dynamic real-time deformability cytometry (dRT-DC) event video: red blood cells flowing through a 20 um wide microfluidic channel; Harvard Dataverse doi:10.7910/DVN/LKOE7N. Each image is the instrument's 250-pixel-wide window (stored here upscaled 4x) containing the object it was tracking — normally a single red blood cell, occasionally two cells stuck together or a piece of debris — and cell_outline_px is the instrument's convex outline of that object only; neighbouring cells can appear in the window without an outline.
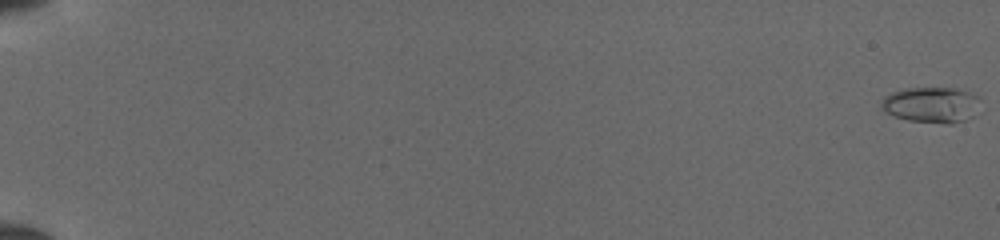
{"species": "common noctule bat (a hibernating species)", "species_latin": "Nyctalus noctula", "temperature_condition": "cold", "stored_images_in_passage": 52, "camera_frame_rate_fps": 3000, "um_per_image_px": 0.085, "animal": {"sex": "female", "body_mass_g": 19.5, "forearm_length_mm": 54.1}, "frame": {"image": 1, "passage_image": 1, "time_ms": 0.0, "image_size_px": [1000, 240], "cell_outline_px": [[980, 96], [964, 120], [952, 124], [948, 124], [908, 120], [884, 112], [880, 104], [880, 100], [884, 96], [892, 92], [904, 88], [952, 88], [968, 92]], "centroid_in_image_um": [79.03, 8.89], "position_along_channel_um": 6.0, "area_um2": 20.0}}
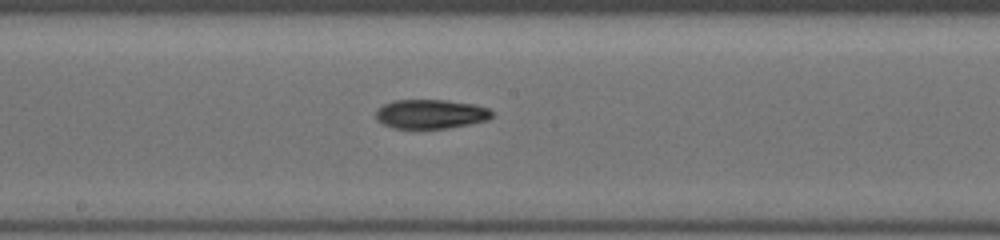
{"frame": {"image": 2, "passage_image": 31, "time_ms": 10.0, "image_size_px": [1000, 240], "cell_outline_px": [[492, 116], [488, 120], [448, 128], [392, 128], [376, 120], [376, 108], [392, 100], [444, 100], [476, 104], [488, 108], [492, 112]], "centroid_in_image_um": [36.59, 9.68], "position_along_channel_um": 211.6, "area_um2": 19.83}}
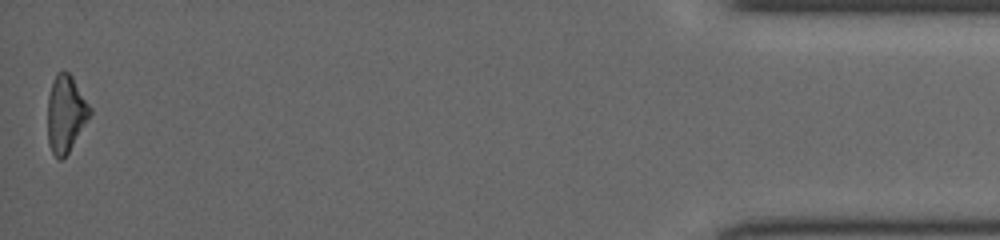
{"frame": {"image": 3, "passage_image": 52, "time_ms": 17.0, "image_size_px": [1000, 240], "cell_outline_px": [[92, 112], [68, 152], [60, 160], [56, 160], [48, 144], [48, 96], [56, 72], [68, 72], [72, 76], [92, 108]], "centroid_in_image_um": [5.58, 9.67], "position_along_channel_um": 429.6, "area_um2": 18.79}}